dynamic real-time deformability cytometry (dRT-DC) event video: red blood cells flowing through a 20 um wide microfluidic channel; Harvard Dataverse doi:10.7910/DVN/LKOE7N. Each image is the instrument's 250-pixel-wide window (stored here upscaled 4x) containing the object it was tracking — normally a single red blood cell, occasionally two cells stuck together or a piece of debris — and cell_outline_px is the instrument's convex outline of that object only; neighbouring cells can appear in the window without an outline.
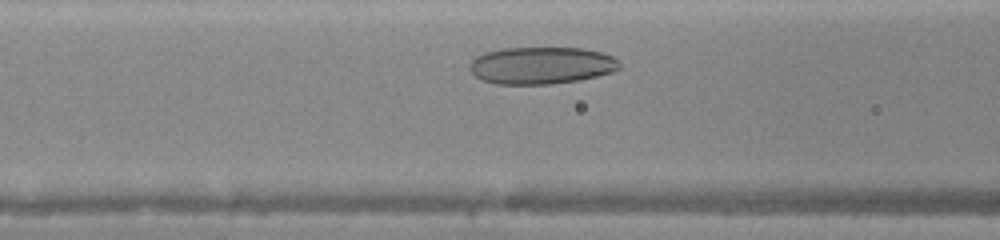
{"species": "human", "species_latin": "Homo sapiens", "temperature_condition": "warm", "stored_images_in_passage": 24, "camera_frame_rate_fps": 3000, "um_per_image_px": 0.085, "donor": {"sex": "female"}, "frame": {"image": 1, "passage_image": 6, "time_ms": 1.667, "image_size_px": [1000, 240], "cell_outline_px": [[620, 68], [612, 72], [596, 76], [576, 80], [548, 84], [496, 84], [484, 80], [476, 76], [468, 68], [468, 64], [476, 56], [484, 52], [504, 48], [584, 48], [600, 52], [612, 56], [620, 60]], "centroid_in_image_um": [46.0, 5.55], "position_along_channel_um": 120.6, "area_um2": 32.43}}
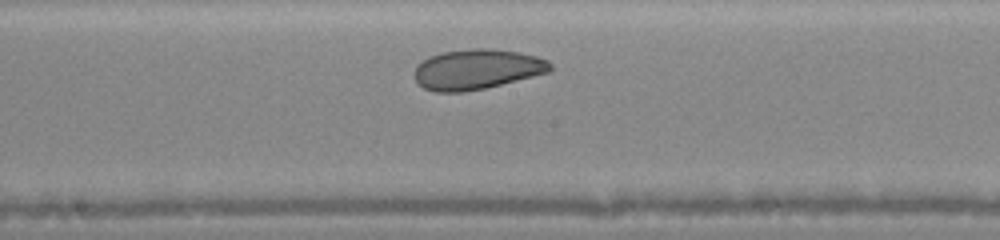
{"frame": {"image": 2, "passage_image": 12, "time_ms": 3.667, "image_size_px": [1000, 240], "cell_outline_px": [[552, 68], [548, 72], [484, 88], [464, 92], [436, 92], [424, 88], [416, 80], [416, 64], [428, 56], [440, 52], [472, 48], [488, 48], [520, 52], [536, 56], [548, 60], [552, 64]], "centroid_in_image_um": [40.52, 5.87], "position_along_channel_um": 207.7, "area_um2": 31.67}}
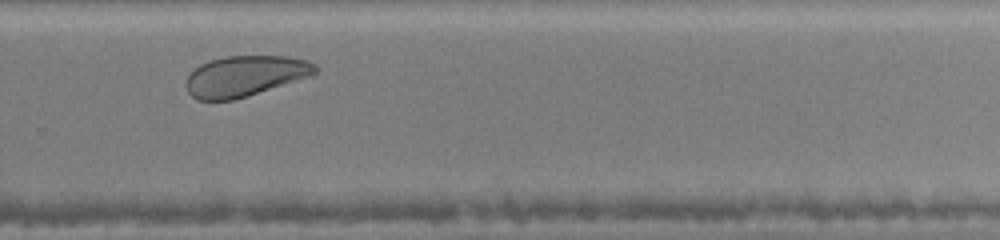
{"frame": {"image": 3, "passage_image": 19, "time_ms": 6.0, "image_size_px": [1000, 240], "cell_outline_px": [[316, 72], [312, 76], [232, 100], [196, 100], [188, 92], [184, 84], [188, 76], [200, 64], [208, 60], [228, 56], [288, 56], [304, 60], [316, 64]], "centroid_in_image_um": [20.8, 6.46], "position_along_channel_um": 309.0, "area_um2": 30.4}}